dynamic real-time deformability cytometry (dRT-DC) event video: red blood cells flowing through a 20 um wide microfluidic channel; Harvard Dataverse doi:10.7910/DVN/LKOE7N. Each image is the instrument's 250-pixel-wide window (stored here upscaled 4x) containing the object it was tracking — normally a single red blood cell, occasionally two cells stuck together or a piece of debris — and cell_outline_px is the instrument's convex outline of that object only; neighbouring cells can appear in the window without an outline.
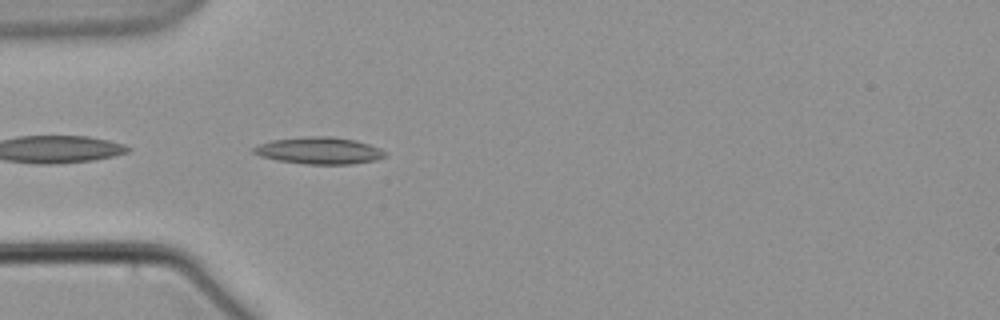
{"species": "common noctule bat (a hibernating species)", "species_latin": "Nyctalus noctula", "temperature_condition": "warm", "stored_images_in_passage": 3, "camera_frame_rate_fps": 3000, "um_per_image_px": 0.085, "animal": {"sex": "male", "body_mass_g": 21.5, "forearm_length_mm": 52.0}, "frame": {"image": 1, "passage_image": 3, "time_ms": 3.333, "image_size_px": [1000, 320], "cell_outline_px": [[388, 152], [384, 156], [376, 160], [352, 164], [304, 164], [276, 160], [260, 156], [252, 152], [252, 148], [260, 144], [272, 140], [312, 136], [332, 136], [356, 140], [380, 148]], "centroid_in_image_um": [27.14, 12.8], "position_along_channel_um": 57.9, "area_um2": 20.63}}